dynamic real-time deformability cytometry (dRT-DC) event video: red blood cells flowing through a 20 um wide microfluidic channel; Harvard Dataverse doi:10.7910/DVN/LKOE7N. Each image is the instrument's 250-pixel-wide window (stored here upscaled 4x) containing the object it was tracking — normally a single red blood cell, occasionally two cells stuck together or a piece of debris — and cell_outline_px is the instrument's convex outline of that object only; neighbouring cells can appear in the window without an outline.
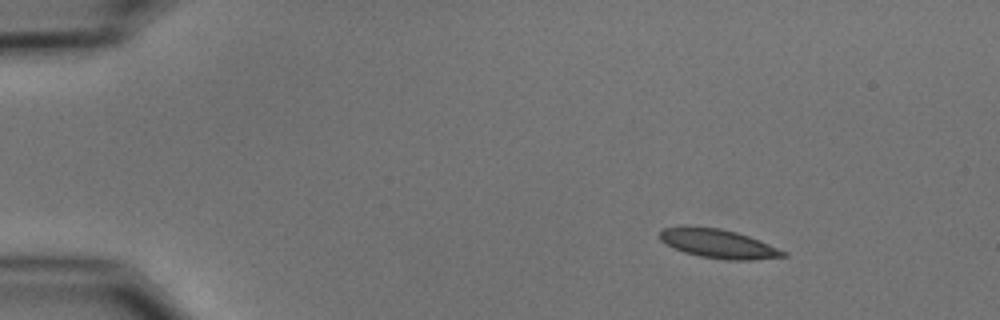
{"species": "common noctule bat (a hibernating species)", "species_latin": "Nyctalus noctula", "temperature_condition": "cold", "stored_images_in_passage": 54, "camera_frame_rate_fps": 3000, "um_per_image_px": 0.085, "animal": {"sex": "male", "body_mass_g": 15.6}, "frame": {"image": 1, "passage_image": 7, "time_ms": 2.0, "image_size_px": [1000, 320], "cell_outline_px": [[788, 256], [752, 260], [728, 260], [700, 256], [684, 252], [660, 240], [660, 232], [664, 228], [684, 224], [688, 224], [720, 228], [736, 232], [760, 240], [788, 252]], "centroid_in_image_um": [61.06, 20.68], "position_along_channel_um": 23.9, "area_um2": 21.1}}
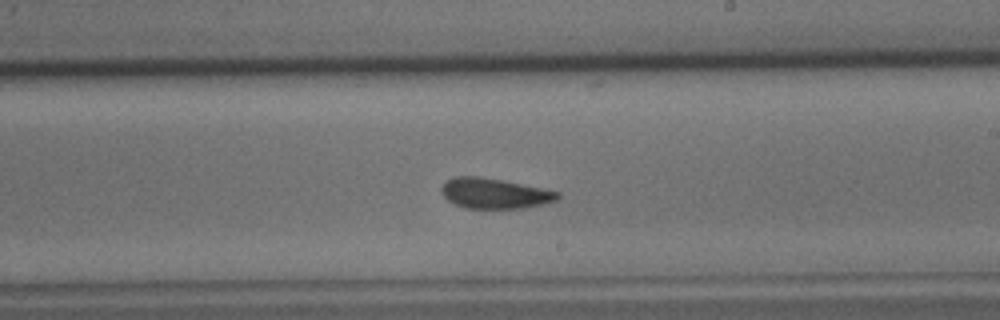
{"frame": {"image": 2, "passage_image": 32, "time_ms": 10.333, "image_size_px": [1000, 320], "cell_outline_px": [[560, 200], [520, 208], [468, 208], [456, 204], [448, 200], [440, 192], [440, 188], [452, 176], [480, 176], [560, 192]], "centroid_in_image_um": [42.01, 16.43], "position_along_channel_um": 247.0, "area_um2": 20.23}}
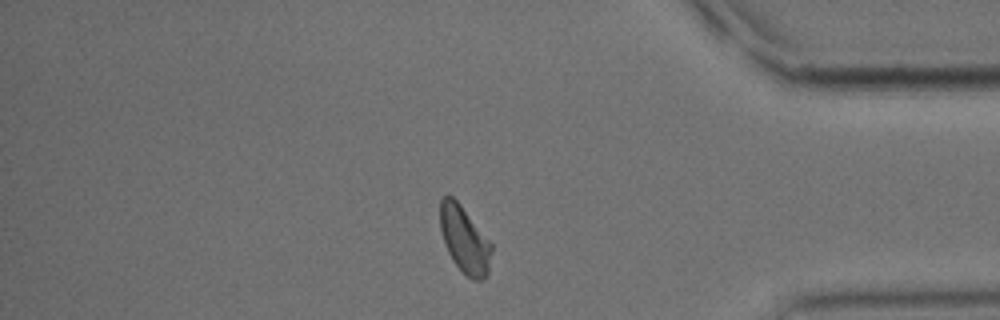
{"frame": {"image": 3, "passage_image": 46, "time_ms": 15.0, "image_size_px": [1000, 320], "cell_outline_px": [[492, 252], [488, 276], [484, 280], [472, 280], [464, 276], [452, 260], [444, 244], [440, 228], [440, 200], [444, 196], [452, 196], [460, 204], [492, 244]], "centroid_in_image_um": [39.49, 20.44], "position_along_channel_um": 395.7, "area_um2": 20.23}, "authors_computed_cell_mechanics": {"area_um2": 20.4323, "velocity_mm_per_s": 3.6969, "shape_relaxation_time_tau1_ms": 4.6105, "shape_relaxation_time_tau2_ms": 1.8973, "deformation_change_tau1": 0.1299, "deformation_change_tau2": 0.0598}}